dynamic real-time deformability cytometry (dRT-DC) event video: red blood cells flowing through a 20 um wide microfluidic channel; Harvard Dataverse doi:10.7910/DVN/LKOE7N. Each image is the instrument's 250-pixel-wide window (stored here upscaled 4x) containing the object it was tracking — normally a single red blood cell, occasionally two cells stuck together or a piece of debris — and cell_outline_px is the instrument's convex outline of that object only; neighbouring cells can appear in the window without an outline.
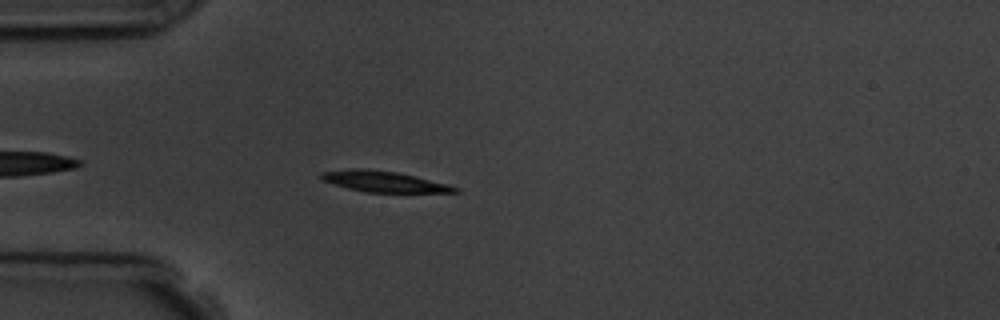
{"species": "common noctule bat (a hibernating species)", "species_latin": "Nyctalus noctula", "temperature_condition": "room temperature", "stored_images_in_passage": 6, "camera_frame_rate_fps": 3000, "um_per_image_px": 0.085, "animal": {"sex": "male", "body_mass_g": 19.5, "forearm_length_mm": 54.6}, "frame": {"image": 1, "passage_image": 5, "time_ms": 4.667, "image_size_px": [1000, 320], "cell_outline_px": [[460, 192], [364, 192], [348, 188], [324, 180], [320, 176], [320, 172], [352, 168], [364, 168], [396, 172], [416, 176], [448, 184], [460, 188]], "centroid_in_image_um": [32.66, 15.42], "position_along_channel_um": 52.3, "area_um2": 16.13}}